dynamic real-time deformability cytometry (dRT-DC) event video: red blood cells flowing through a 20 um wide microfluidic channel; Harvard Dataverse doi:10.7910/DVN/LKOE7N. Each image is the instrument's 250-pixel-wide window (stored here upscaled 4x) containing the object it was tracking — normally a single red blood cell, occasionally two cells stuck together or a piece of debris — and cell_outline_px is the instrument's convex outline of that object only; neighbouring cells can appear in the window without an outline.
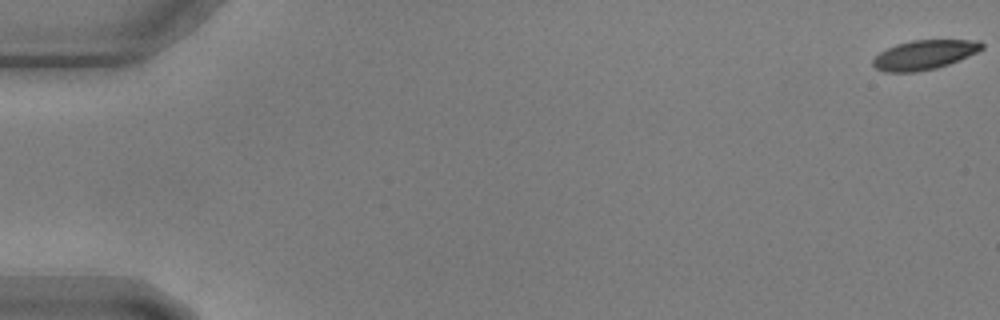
{"species": "common noctule bat (a hibernating species)", "species_latin": "Nyctalus noctula", "temperature_condition": "warm", "stored_images_in_passage": 10, "camera_frame_rate_fps": 3000, "um_per_image_px": 0.085, "animal": {"sex": "male", "body_mass_g": 17.9, "forearm_length_mm": 54.2}, "frame": {"image": 1, "passage_image": 1, "time_ms": 0.0, "image_size_px": [1000, 320], "cell_outline_px": [[984, 48], [968, 56], [948, 64], [936, 68], [916, 72], [884, 72], [876, 68], [872, 64], [872, 60], [880, 52], [896, 44], [912, 40], [980, 40], [984, 44]], "centroid_in_image_um": [78.56, 4.65], "position_along_channel_um": 6.4, "area_um2": 18.61}}